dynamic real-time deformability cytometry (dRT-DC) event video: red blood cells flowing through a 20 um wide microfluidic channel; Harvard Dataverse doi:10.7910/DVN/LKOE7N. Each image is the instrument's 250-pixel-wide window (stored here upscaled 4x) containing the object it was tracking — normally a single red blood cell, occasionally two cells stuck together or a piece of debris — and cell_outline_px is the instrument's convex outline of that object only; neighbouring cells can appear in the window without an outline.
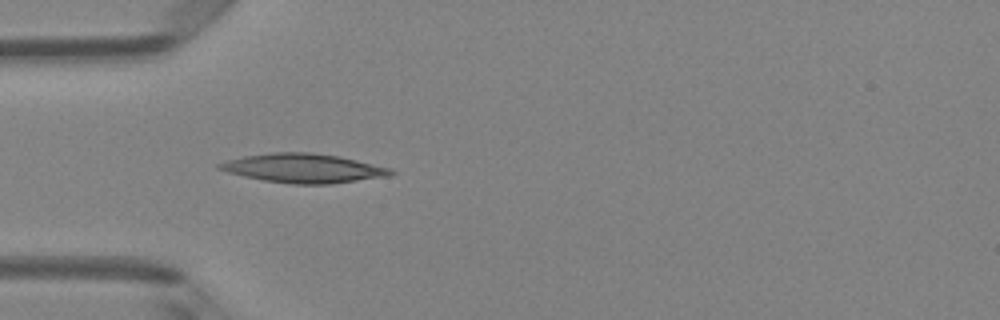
{"species": "Egyptian fruit bat (a non-hibernating species)", "species_latin": "Rousettus aegyptiacus", "temperature_condition": "room temperature", "stored_images_in_passage": 4, "camera_frame_rate_fps": 3000, "um_per_image_px": 0.085, "animal": {"sex": "female"}, "frame": {"image": 1, "passage_image": 4, "time_ms": 1.0, "image_size_px": [1000, 320], "cell_outline_px": [[396, 172], [392, 176], [332, 184], [292, 184], [264, 180], [244, 176], [228, 172], [216, 168], [216, 164], [228, 160], [244, 156], [272, 152], [312, 152], [340, 156], [392, 168]], "centroid_in_image_um": [25.85, 14.3], "position_along_channel_um": 59.1, "area_um2": 29.3}}